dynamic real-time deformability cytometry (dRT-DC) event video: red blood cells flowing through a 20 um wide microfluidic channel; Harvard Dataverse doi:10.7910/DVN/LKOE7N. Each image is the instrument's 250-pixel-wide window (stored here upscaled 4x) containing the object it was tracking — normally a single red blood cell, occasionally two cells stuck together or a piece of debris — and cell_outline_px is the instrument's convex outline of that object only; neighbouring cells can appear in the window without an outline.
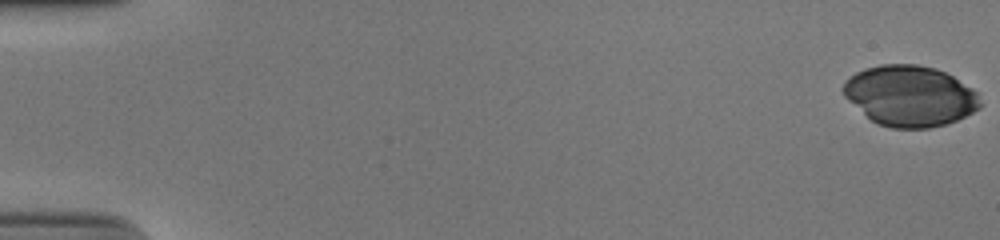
{"species": "human", "species_latin": "Homo sapiens", "temperature_condition": "cold", "stored_images_in_passage": 53, "camera_frame_rate_fps": 3000, "um_per_image_px": 0.085, "donor": {"sex": "male"}, "frame": {"image": 1, "passage_image": 1, "time_ms": 0.0, "image_size_px": [1000, 240], "cell_outline_px": [[984, 104], [980, 108], [956, 120], [944, 124], [928, 128], [892, 128], [876, 124], [848, 100], [844, 96], [840, 88], [844, 80], [856, 72], [864, 68], [880, 64], [916, 64], [936, 68], [952, 76], [972, 88], [976, 92]], "centroid_in_image_um": [77.32, 8.14], "position_along_channel_um": 7.7, "area_um2": 48.67}}
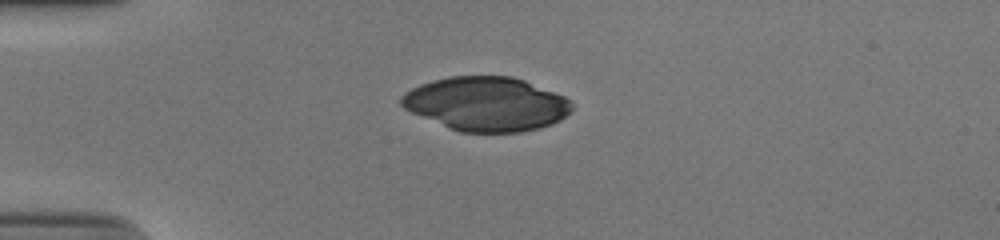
{"frame": {"image": 2, "passage_image": 15, "time_ms": 4.667, "image_size_px": [1000, 240], "cell_outline_px": [[572, 108], [560, 120], [552, 124], [540, 128], [520, 132], [460, 132], [412, 112], [404, 108], [400, 104], [400, 96], [404, 92], [420, 84], [432, 80], [452, 76], [512, 76], [524, 80], [564, 96], [572, 100]], "centroid_in_image_um": [41.34, 8.82], "position_along_channel_um": 43.7, "area_um2": 53.52}}